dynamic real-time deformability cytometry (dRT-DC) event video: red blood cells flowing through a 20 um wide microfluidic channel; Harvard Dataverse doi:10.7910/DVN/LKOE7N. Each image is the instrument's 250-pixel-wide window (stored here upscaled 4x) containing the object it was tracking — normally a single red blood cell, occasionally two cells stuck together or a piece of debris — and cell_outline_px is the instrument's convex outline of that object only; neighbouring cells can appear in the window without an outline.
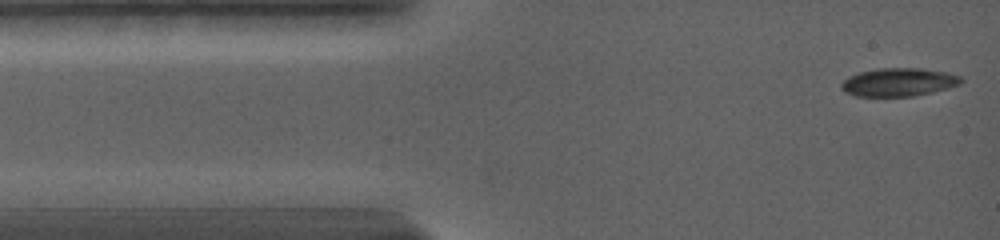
{"species": "common noctule bat (a hibernating species)", "species_latin": "Nyctalus noctula", "temperature_condition": "warm", "stored_images_in_passage": 25, "camera_frame_rate_fps": 5000, "um_per_image_px": 0.085, "animal": {"sex": "female", "body_mass_g": 19.0, "forearm_length_mm": 56.7}, "frame": {"image": 1, "passage_image": 1, "time_ms": 0.0, "image_size_px": [1000, 240], "cell_outline_px": [[964, 80], [960, 84], [932, 92], [912, 96], [856, 96], [844, 92], [840, 88], [840, 84], [848, 76], [860, 72], [876, 68], [920, 68], [948, 72], [960, 76]], "centroid_in_image_um": [76.36, 6.97], "position_along_channel_um": 8.6, "area_um2": 19.77}}
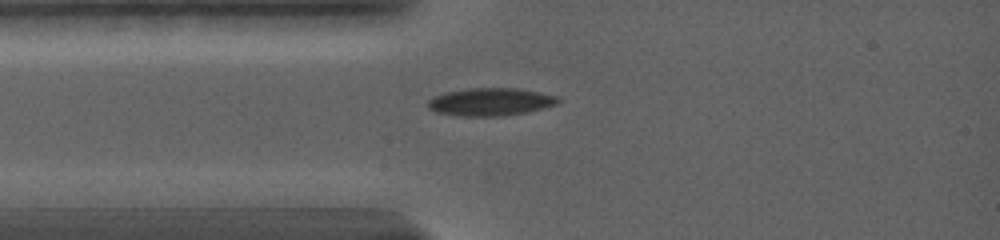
{"frame": {"image": 2, "passage_image": 21, "time_ms": 2.6, "image_size_px": [1000, 240], "cell_outline_px": [[560, 100], [556, 104], [544, 108], [528, 112], [504, 116], [456, 116], [436, 112], [428, 108], [428, 100], [444, 92], [468, 88], [520, 88], [556, 96]], "centroid_in_image_um": [41.68, 8.66], "position_along_channel_um": 43.3, "area_um2": 21.15}}